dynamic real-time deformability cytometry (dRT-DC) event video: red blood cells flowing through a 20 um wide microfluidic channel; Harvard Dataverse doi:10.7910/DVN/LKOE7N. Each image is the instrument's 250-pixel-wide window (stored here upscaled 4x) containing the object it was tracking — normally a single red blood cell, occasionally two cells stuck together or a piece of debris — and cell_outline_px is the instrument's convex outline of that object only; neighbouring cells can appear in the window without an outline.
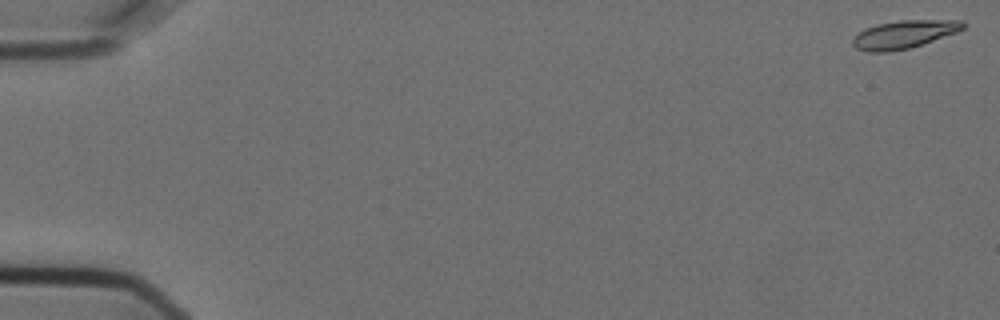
{"species": "Egyptian fruit bat (a non-hibernating species)", "species_latin": "Rousettus aegyptiacus", "temperature_condition": "cold", "stored_images_in_passage": 5, "camera_frame_rate_fps": 3000, "um_per_image_px": 0.085, "animal": {"sex": "female"}, "frame": {"image": 1, "passage_image": 1, "time_ms": 0.0, "image_size_px": [1000, 320], "cell_outline_px": [[968, 24], [964, 28], [956, 32], [908, 48], [888, 52], [868, 52], [856, 48], [852, 44], [852, 40], [864, 28], [876, 24], [900, 20], [964, 20]], "centroid_in_image_um": [76.84, 2.91], "position_along_channel_um": 8.2, "area_um2": 17.86}}
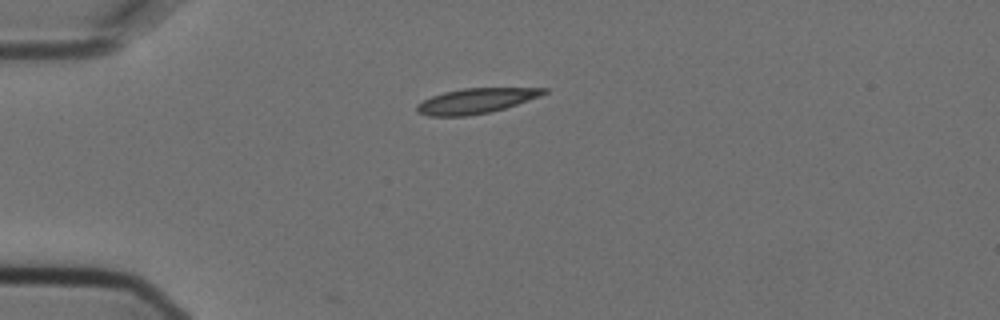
{"frame": {"image": 2, "passage_image": 5, "time_ms": 1.333, "image_size_px": [1000, 320], "cell_outline_px": [[548, 92], [540, 96], [504, 108], [488, 112], [468, 116], [428, 116], [416, 112], [416, 104], [432, 96], [444, 92], [464, 88], [548, 88]], "centroid_in_image_um": [40.42, 8.57], "position_along_channel_um": 44.6, "area_um2": 18.44}}